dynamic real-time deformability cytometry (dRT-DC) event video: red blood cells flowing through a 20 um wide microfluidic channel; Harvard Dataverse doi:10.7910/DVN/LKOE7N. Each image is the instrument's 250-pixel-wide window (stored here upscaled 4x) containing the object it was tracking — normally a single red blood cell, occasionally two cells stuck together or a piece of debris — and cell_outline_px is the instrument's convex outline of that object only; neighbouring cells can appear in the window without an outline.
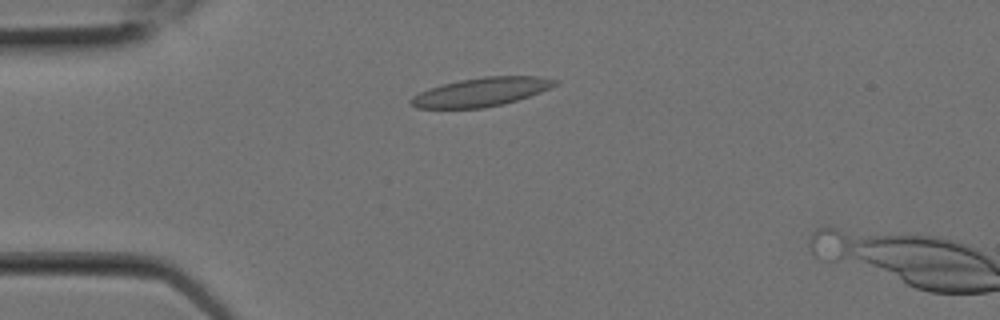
{"species": "Egyptian fruit bat (a non-hibernating species)", "species_latin": "Rousettus aegyptiacus", "temperature_condition": "room temperature", "stored_images_in_passage": 3, "camera_frame_rate_fps": 3000, "um_per_image_px": 0.085, "animal": {"sex": "female"}, "frame": {"image": 1, "passage_image": 2, "time_ms": 0.333, "image_size_px": [1000, 320], "cell_outline_px": [[560, 84], [540, 92], [504, 104], [484, 108], [416, 108], [408, 104], [408, 100], [412, 96], [428, 88], [460, 80], [484, 76], [540, 76], [560, 80]], "centroid_in_image_um": [40.91, 7.82], "position_along_channel_um": 44.1, "area_um2": 24.28}}